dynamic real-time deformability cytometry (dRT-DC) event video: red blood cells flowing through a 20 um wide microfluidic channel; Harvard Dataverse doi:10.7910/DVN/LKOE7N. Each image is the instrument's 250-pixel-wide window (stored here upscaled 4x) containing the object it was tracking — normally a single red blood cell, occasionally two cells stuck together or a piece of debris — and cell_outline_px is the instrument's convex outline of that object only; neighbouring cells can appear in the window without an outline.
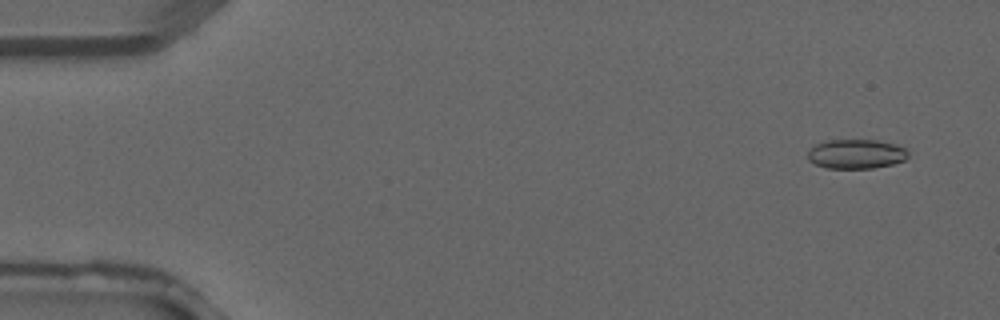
{"species": "common noctule bat (a hibernating species)", "species_latin": "Nyctalus noctula", "temperature_condition": "warm", "stored_images_in_passage": 3, "camera_frame_rate_fps": 3000, "um_per_image_px": 0.085, "animal": {"sex": "male", "forearm_length_mm": 52.5}, "frame": {"image": 1, "passage_image": 1, "time_ms": 0.0, "image_size_px": [1000, 320], "cell_outline_px": [[908, 156], [904, 160], [892, 164], [872, 168], [828, 168], [816, 164], [808, 160], [808, 152], [816, 144], [828, 140], [876, 140], [896, 144], [904, 148], [908, 152]], "centroid_in_image_um": [72.78, 13.08], "position_along_channel_um": 12.2, "area_um2": 17.05}}
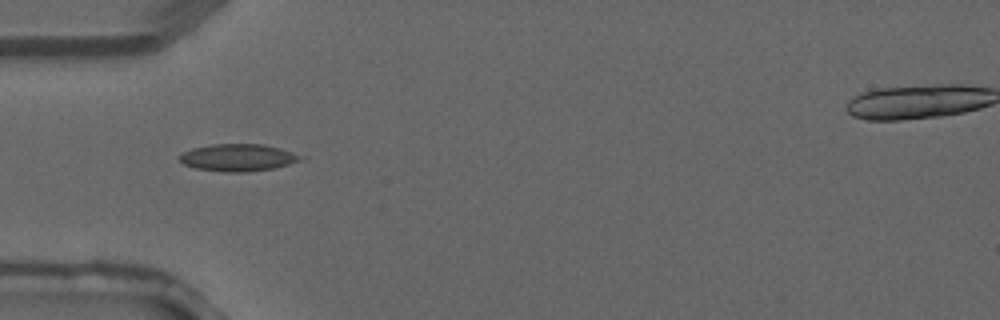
{"frame": {"image": 2, "passage_image": 3, "time_ms": 0.667, "image_size_px": [1000, 320], "cell_outline_px": [[308, 156], [304, 160], [272, 168], [248, 172], [224, 172], [196, 168], [184, 164], [176, 156], [192, 148], [212, 144], [264, 144], [280, 148]], "centroid_in_image_um": [20.28, 13.39], "position_along_channel_um": 64.7, "area_um2": 19.42}}